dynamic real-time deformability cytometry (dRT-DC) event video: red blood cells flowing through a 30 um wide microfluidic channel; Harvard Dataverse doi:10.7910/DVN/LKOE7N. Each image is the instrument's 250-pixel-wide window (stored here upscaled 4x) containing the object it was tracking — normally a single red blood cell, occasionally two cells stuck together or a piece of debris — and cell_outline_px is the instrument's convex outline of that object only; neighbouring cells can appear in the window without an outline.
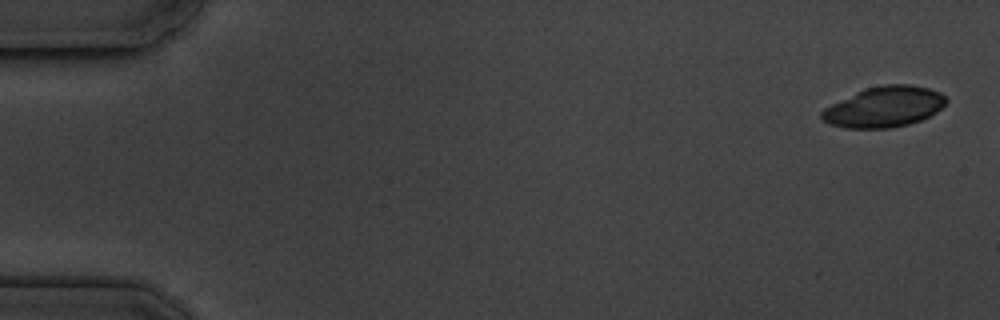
{"species": "common noctule bat (a hibernating species)", "species_latin": "Nyctalus noctula", "temperature_condition": "cold", "stored_images_in_passage": 3, "camera_frame_rate_fps": 3000, "um_per_image_px": 0.085, "animal": {"sex": "male", "body_mass_g": 19.5, "forearm_length_mm": 54.6}, "frame": {"image": 1, "passage_image": 1, "time_ms": 0.0, "image_size_px": [1000, 320], "cell_outline_px": [[948, 100], [936, 112], [920, 120], [908, 124], [892, 128], [844, 128], [828, 124], [820, 116], [820, 112], [824, 108], [864, 88], [884, 84], [912, 84], [928, 88], [940, 92]], "centroid_in_image_um": [75.14, 9.08], "position_along_channel_um": 9.9, "area_um2": 29.42}}